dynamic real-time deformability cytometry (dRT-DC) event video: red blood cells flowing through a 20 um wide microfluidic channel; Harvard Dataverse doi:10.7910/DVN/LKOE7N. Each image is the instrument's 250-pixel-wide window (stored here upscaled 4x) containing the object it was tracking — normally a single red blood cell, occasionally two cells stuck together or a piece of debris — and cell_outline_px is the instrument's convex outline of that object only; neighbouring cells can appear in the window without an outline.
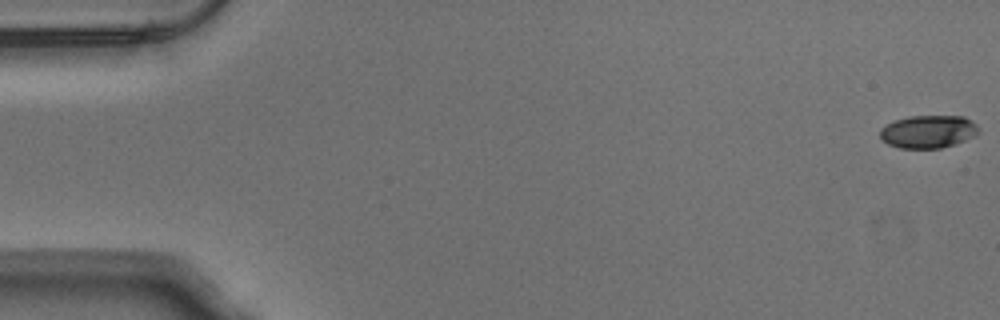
{"species": "Egyptian fruit bat (a non-hibernating species)", "species_latin": "Rousettus aegyptiacus", "temperature_condition": "warm", "stored_images_in_passage": 45, "camera_frame_rate_fps": 3000, "um_per_image_px": 0.085, "animal": {"sex": "male"}, "frame": {"image": 1, "passage_image": 1, "time_ms": 0.0, "image_size_px": [1000, 320], "cell_outline_px": [[980, 132], [976, 136], [940, 148], [900, 148], [888, 144], [880, 136], [880, 128], [896, 120], [912, 116], [964, 116], [972, 120], [976, 124]], "centroid_in_image_um": [78.93, 11.18], "position_along_channel_um": 6.1, "area_um2": 18.73}}
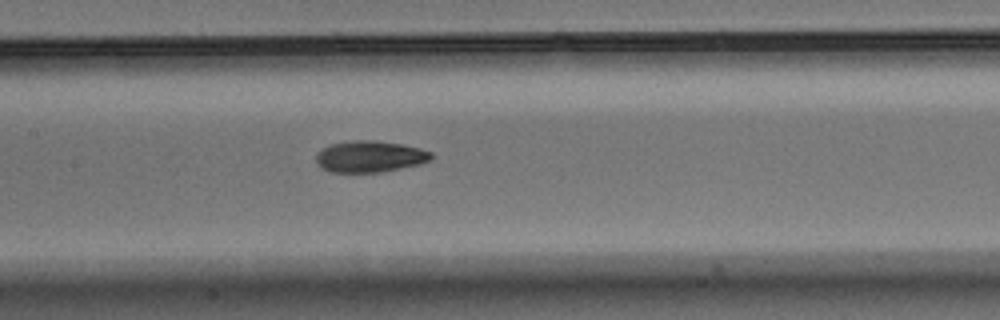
{"frame": {"image": 2, "passage_image": 26, "time_ms": 8.333, "image_size_px": [1000, 320], "cell_outline_px": [[432, 160], [420, 164], [380, 172], [332, 172], [320, 168], [316, 164], [316, 152], [328, 144], [352, 140], [376, 140], [400, 144], [420, 148], [432, 152]], "centroid_in_image_um": [31.4, 13.3], "position_along_channel_um": 176.0, "area_um2": 21.33}}
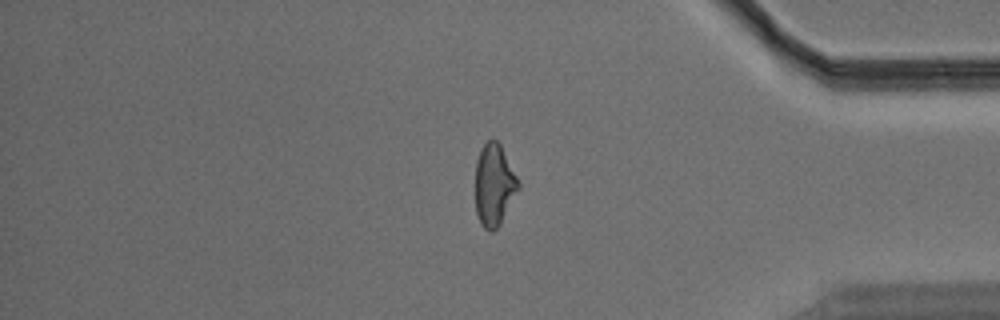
{"frame": {"image": 3, "passage_image": 45, "time_ms": 14.667, "image_size_px": [1000, 320], "cell_outline_px": [[520, 188], [500, 224], [492, 232], [488, 232], [480, 224], [476, 212], [476, 160], [480, 148], [488, 140], [496, 140], [500, 144], [520, 184]], "centroid_in_image_um": [41.99, 15.75], "position_along_channel_um": 393.2, "area_um2": 20.46}, "authors_computed_cell_mechanics": {"area_um2": 20.519, "velocity_mm_per_s": 3.8275, "shape_relaxation_time_tau1_ms": 4.7211, "shape_relaxation_time_tau2_ms": 1.7128, "deformation_change_tau1": 0.1757, "deformation_change_tau2": 0.0755}}